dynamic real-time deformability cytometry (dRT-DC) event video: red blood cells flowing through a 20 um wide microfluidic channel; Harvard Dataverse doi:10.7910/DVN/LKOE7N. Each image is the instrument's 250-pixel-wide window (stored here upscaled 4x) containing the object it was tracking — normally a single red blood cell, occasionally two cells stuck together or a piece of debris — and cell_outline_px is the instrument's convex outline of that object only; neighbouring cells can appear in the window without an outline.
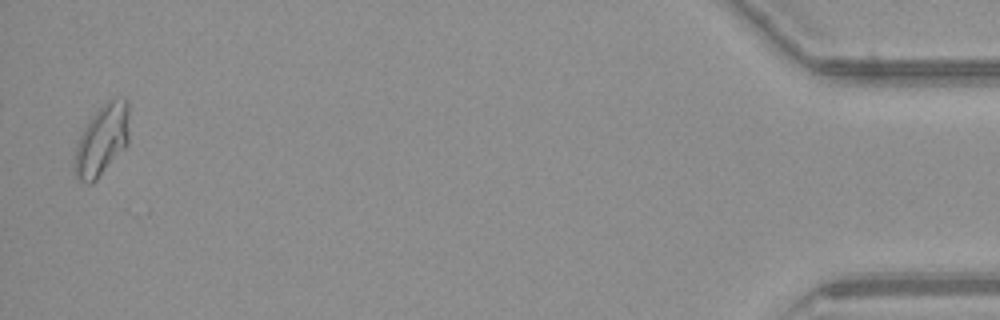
{"species": "common noctule bat (a hibernating species)", "species_latin": "Nyctalus noctula", "temperature_condition": "warm", "stored_images_in_passage": 36, "camera_frame_rate_fps": 3000, "um_per_image_px": 0.085, "animal": {"sex": "female", "body_mass_g": 21.9}, "frame": {"image": 1, "passage_image": 35, "time_ms": 11.333, "image_size_px": [1000, 320], "cell_outline_px": [[128, 144], [96, 180], [92, 184], [84, 184], [76, 176], [72, 168], [72, 164], [76, 148], [80, 136], [84, 128], [92, 116], [108, 100], [128, 100]], "centroid_in_image_um": [8.63, 11.98], "position_along_channel_um": 426.6, "area_um2": 22.31}}